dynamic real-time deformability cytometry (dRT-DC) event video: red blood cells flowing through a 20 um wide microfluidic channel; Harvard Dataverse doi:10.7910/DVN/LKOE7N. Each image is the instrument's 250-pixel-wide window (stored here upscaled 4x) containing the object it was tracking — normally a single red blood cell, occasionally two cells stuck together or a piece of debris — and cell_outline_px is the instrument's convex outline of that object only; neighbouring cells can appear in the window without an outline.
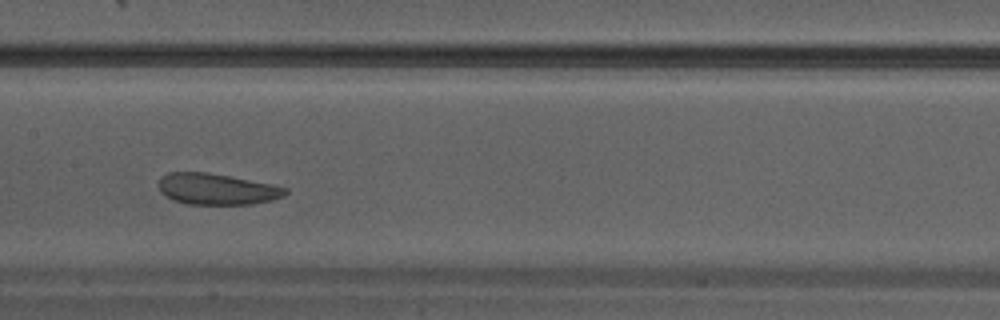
{"species": "Egyptian fruit bat (a non-hibernating species)", "species_latin": "Rousettus aegyptiacus", "temperature_condition": "warm", "stored_images_in_passage": 30, "camera_frame_rate_fps": 3000, "um_per_image_px": 0.085, "animal": {"sex": "male"}, "frame": {"image": 1, "passage_image": 13, "time_ms": 4.0, "image_size_px": [1000, 320], "cell_outline_px": [[288, 192], [284, 196], [272, 200], [252, 204], [188, 204], [172, 200], [164, 196], [160, 192], [160, 176], [168, 172], [208, 172], [272, 184], [288, 188]], "centroid_in_image_um": [18.42, 16.07], "position_along_channel_um": 189.0, "area_um2": 23.12}}